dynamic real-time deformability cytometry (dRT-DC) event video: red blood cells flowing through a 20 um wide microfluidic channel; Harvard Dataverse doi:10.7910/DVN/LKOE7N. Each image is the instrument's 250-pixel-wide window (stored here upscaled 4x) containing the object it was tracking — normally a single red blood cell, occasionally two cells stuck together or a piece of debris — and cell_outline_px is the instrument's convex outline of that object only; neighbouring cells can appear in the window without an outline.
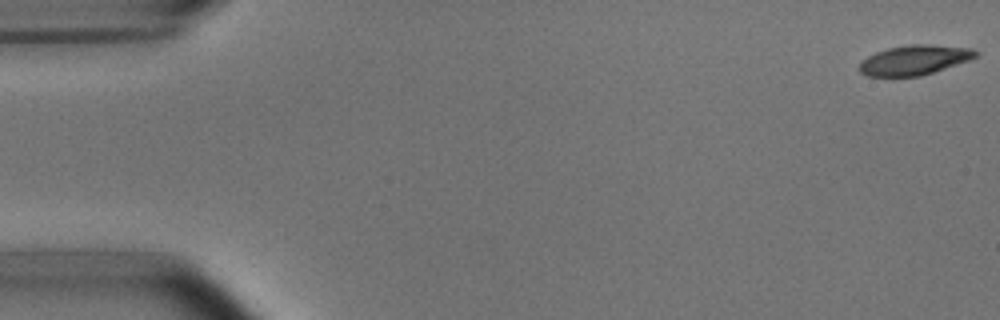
{"species": "common noctule bat (a hibernating species)", "species_latin": "Nyctalus noctula", "temperature_condition": "room temperature", "stored_images_in_passage": 53, "camera_frame_rate_fps": 3000, "um_per_image_px": 0.085, "animal": {"sex": "male", "body_mass_g": 15.6}, "frame": {"image": 1, "passage_image": 1, "time_ms": 0.0, "image_size_px": [1000, 320], "cell_outline_px": [[980, 52], [976, 56], [968, 60], [920, 76], [868, 76], [860, 72], [856, 68], [860, 60], [876, 52], [888, 48], [912, 44], [924, 44], [972, 48]], "centroid_in_image_um": [77.66, 5.1], "position_along_channel_um": 7.3, "area_um2": 20.06}}
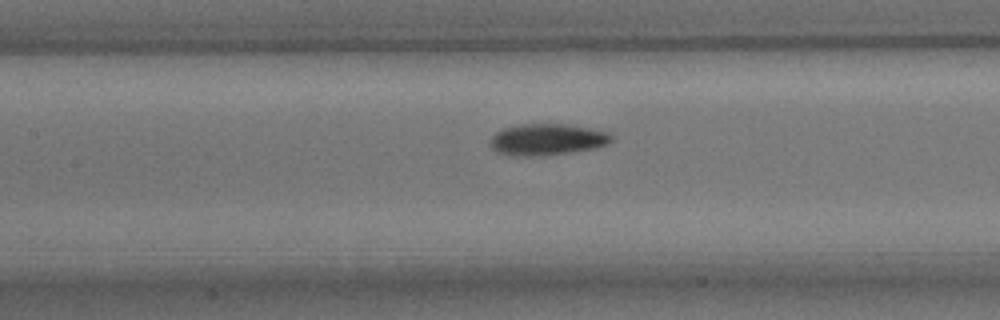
{"frame": {"image": 2, "passage_image": 24, "time_ms": 7.667, "image_size_px": [1000, 320], "cell_outline_px": [[612, 140], [608, 144], [592, 148], [564, 152], [528, 156], [516, 156], [496, 152], [492, 148], [492, 136], [496, 132], [504, 128], [520, 124], [564, 124], [588, 128], [608, 132], [612, 136]], "centroid_in_image_um": [46.48, 11.84], "position_along_channel_um": 160.9, "area_um2": 21.62}}
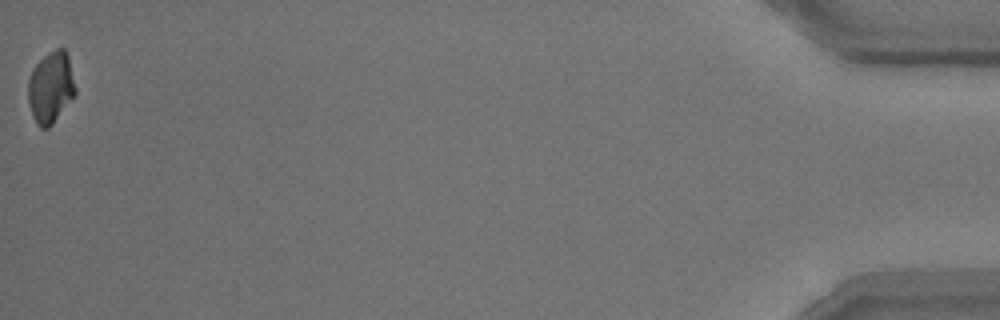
{"frame": {"image": 3, "passage_image": 53, "time_ms": 17.333, "image_size_px": [1000, 320], "cell_outline_px": [[76, 92], [52, 124], [48, 128], [40, 128], [32, 112], [28, 100], [28, 80], [36, 64], [48, 52], [56, 48], [64, 48], [68, 56], [76, 88]], "centroid_in_image_um": [4.32, 7.39], "position_along_channel_um": 430.9, "area_um2": 19.25}, "authors_computed_cell_mechanics": {"area_um2": 20.7502, "velocity_mm_per_s": 3.7722, "shape_relaxation_time_tau1_ms": 4.1128, "shape_relaxation_time_tau2_ms": 4.2513, "deformation_change_tau1": 0.1482, "deformation_change_tau2": 0.0858}}